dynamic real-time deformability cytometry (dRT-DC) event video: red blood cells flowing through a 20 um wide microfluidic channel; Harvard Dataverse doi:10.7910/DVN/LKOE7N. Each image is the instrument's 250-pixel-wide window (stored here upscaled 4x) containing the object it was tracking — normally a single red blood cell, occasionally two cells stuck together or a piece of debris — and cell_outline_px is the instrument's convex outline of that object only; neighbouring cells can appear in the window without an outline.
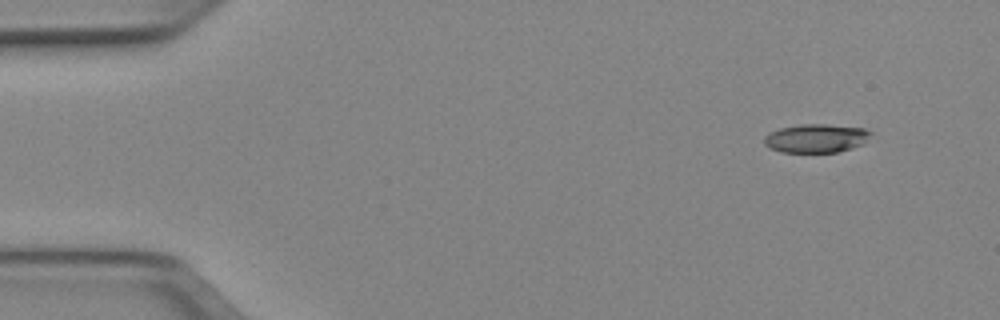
{"species": "Egyptian fruit bat (a non-hibernating species)", "species_latin": "Rousettus aegyptiacus", "temperature_condition": "cold", "stored_images_in_passage": 4, "camera_frame_rate_fps": 3000, "um_per_image_px": 0.085, "animal": {"sex": "female"}, "frame": {"image": 1, "passage_image": 1, "time_ms": 0.0, "image_size_px": [1000, 320], "cell_outline_px": [[872, 132], [864, 144], [852, 148], [836, 152], [780, 152], [764, 144], [764, 136], [768, 132], [780, 128], [800, 124], [828, 124], [864, 128]], "centroid_in_image_um": [69.37, 11.74], "position_along_channel_um": 15.6, "area_um2": 17.86}}
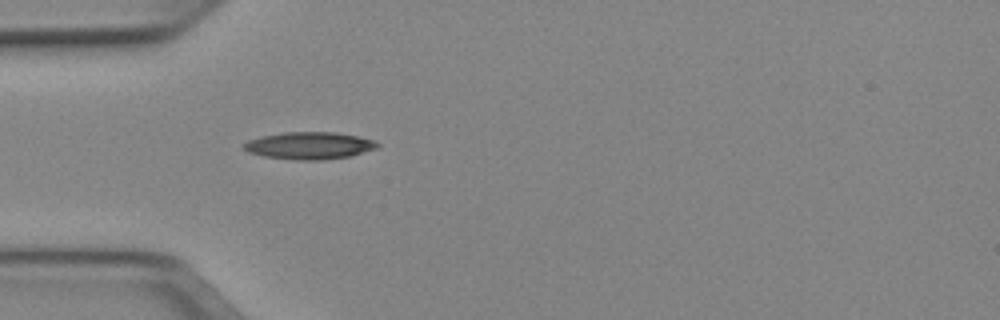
{"frame": {"image": 2, "passage_image": 4, "time_ms": 1.0, "image_size_px": [1000, 320], "cell_outline_px": [[380, 144], [376, 148], [348, 156], [324, 160], [292, 160], [264, 156], [248, 152], [244, 148], [244, 144], [248, 140], [260, 136], [284, 132], [332, 132], [356, 136], [376, 140]], "centroid_in_image_um": [26.27, 12.37], "position_along_channel_um": 58.7, "area_um2": 21.1}}